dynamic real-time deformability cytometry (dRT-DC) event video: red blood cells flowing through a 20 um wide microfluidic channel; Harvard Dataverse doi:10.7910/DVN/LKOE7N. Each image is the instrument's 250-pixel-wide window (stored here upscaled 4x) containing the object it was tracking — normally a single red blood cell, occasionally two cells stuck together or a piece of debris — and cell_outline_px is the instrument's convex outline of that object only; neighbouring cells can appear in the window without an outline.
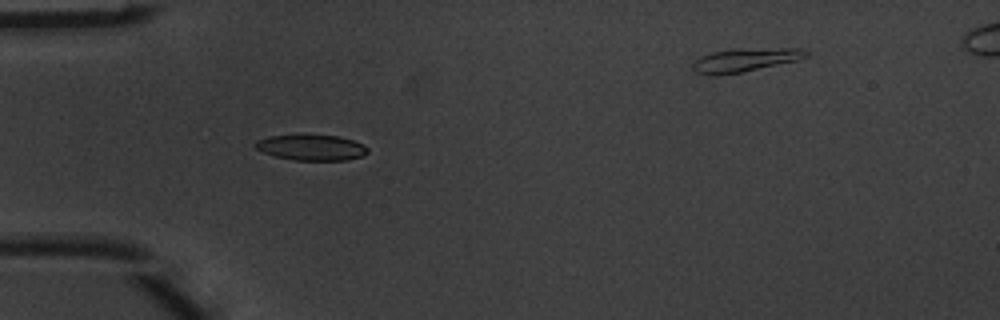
{"species": "common noctule bat (a hibernating species)", "species_latin": "Nyctalus noctula", "temperature_condition": "warm", "stored_images_in_passage": 5, "segment_of_instrument_passage": [1, 2], "camera_frame_rate_fps": 3000, "um_per_image_px": 0.085, "animal": {"sex": "male", "body_mass_g": 20.1, "forearm_length_mm": 53.5}, "frame": {"image": 1, "passage_image": 4, "time_ms": 1.0, "image_size_px": [1000, 320], "cell_outline_px": [[368, 152], [364, 156], [344, 160], [292, 160], [276, 156], [264, 152], [256, 148], [252, 144], [256, 140], [268, 136], [300, 132], [340, 136], [364, 144], [368, 148]], "centroid_in_image_um": [26.44, 12.48], "position_along_channel_um": 58.6, "area_um2": 17.63}}